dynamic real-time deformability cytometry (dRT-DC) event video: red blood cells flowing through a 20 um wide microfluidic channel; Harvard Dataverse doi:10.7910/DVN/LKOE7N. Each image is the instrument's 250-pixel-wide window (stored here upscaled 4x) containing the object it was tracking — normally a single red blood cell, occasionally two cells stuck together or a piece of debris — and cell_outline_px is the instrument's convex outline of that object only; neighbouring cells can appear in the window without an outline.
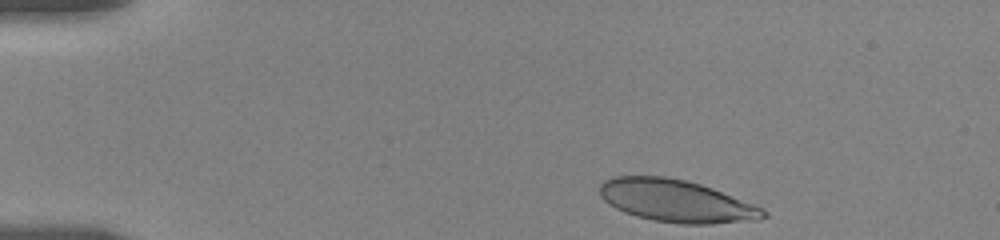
{"species": "human", "species_latin": "Homo sapiens", "temperature_condition": "room temperature", "stored_images_in_passage": 37, "camera_frame_rate_fps": 3000, "um_per_image_px": 0.085, "donor": {"sex": "female"}, "frame": {"image": 1, "passage_image": 1, "time_ms": 0.0, "image_size_px": [1000, 240], "cell_outline_px": [[768, 216], [756, 220], [712, 224], [680, 224], [652, 220], [636, 216], [624, 212], [608, 204], [600, 196], [600, 184], [604, 180], [612, 176], [664, 176], [688, 180], [712, 188], [752, 204], [768, 212]], "centroid_in_image_um": [57.45, 17.08], "position_along_channel_um": 27.6, "area_um2": 40.4}}
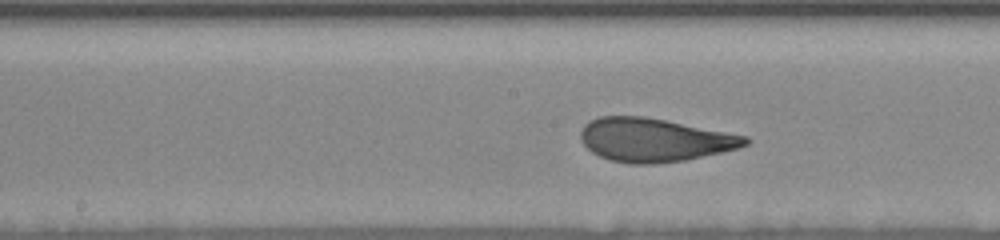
{"frame": {"image": 2, "passage_image": 21, "time_ms": 6.667, "image_size_px": [1000, 240], "cell_outline_px": [[752, 140], [748, 144], [740, 148], [684, 160], [656, 164], [632, 164], [608, 160], [592, 152], [580, 140], [580, 132], [584, 124], [588, 120], [600, 116], [644, 116], [748, 136]], "centroid_in_image_um": [55.61, 11.89], "position_along_channel_um": 192.6, "area_um2": 41.85}}
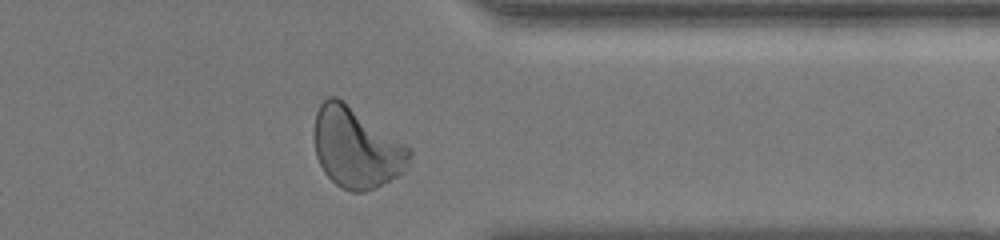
{"frame": {"image": 3, "passage_image": 35, "time_ms": 12.0, "image_size_px": [1000, 240], "cell_outline_px": [[412, 156], [408, 164], [396, 176], [364, 192], [352, 192], [340, 188], [324, 172], [316, 156], [316, 112], [320, 104], [328, 96], [336, 96], [404, 144], [412, 152]], "centroid_in_image_um": [30.26, 12.57], "position_along_channel_um": 381.1, "area_um2": 43.35}, "authors_computed_cell_mechanics": {"area_um2": 41.616, "velocity_mm_per_s": 3.6153, "shape_relaxation_time_tau1_ms": 3.123, "shape_relaxation_time_tau2_ms": null, "deformation_change_tau1": 0.1554, "deformation_change_tau2": null}}